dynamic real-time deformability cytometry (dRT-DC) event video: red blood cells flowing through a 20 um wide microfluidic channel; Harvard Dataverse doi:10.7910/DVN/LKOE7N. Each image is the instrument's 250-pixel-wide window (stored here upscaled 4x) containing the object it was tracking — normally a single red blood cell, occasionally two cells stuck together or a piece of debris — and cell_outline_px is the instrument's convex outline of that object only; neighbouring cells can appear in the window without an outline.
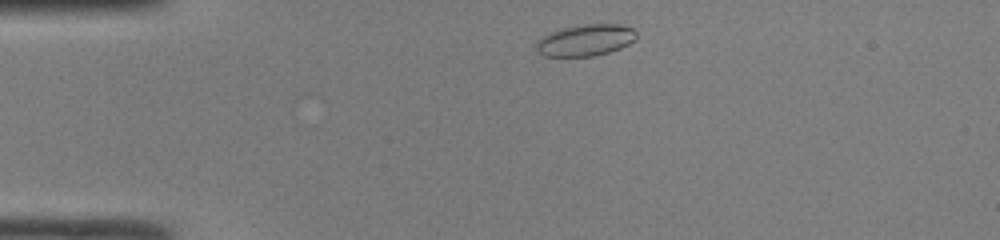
{"species": "common noctule bat (a hibernating species)", "species_latin": "Nyctalus noctula", "temperature_condition": "room temperature", "stored_images_in_passage": 40, "camera_frame_rate_fps": 3000, "um_per_image_px": 0.085, "animal": {"sex": "male", "body_mass_g": 19.0, "forearm_length_mm": 50.8}, "frame": {"image": 1, "passage_image": 2, "time_ms": 0.333, "image_size_px": [1000, 240], "cell_outline_px": [[636, 36], [628, 44], [620, 48], [608, 52], [592, 56], [544, 56], [536, 48], [536, 44], [544, 36], [552, 32], [564, 28], [588, 24], [616, 24], [632, 28], [636, 32]], "centroid_in_image_um": [49.78, 3.42], "position_along_channel_um": 35.2, "area_um2": 17.86}}
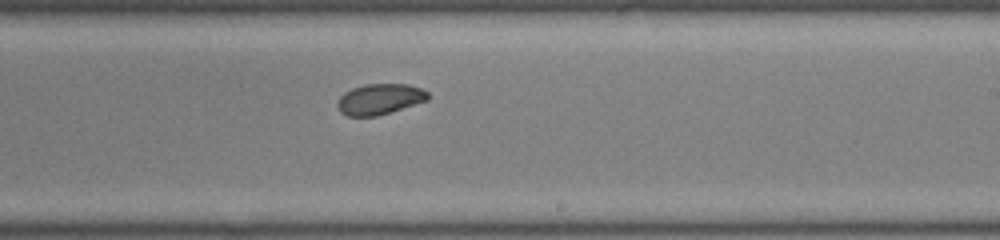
{"frame": {"image": 2, "passage_image": 21, "time_ms": 6.667, "image_size_px": [1000, 240], "cell_outline_px": [[428, 100], [376, 116], [348, 116], [340, 112], [336, 104], [340, 96], [344, 92], [352, 88], [368, 84], [408, 84], [420, 88], [428, 92]], "centroid_in_image_um": [32.25, 8.42], "position_along_channel_um": 256.8, "area_um2": 16.07}}
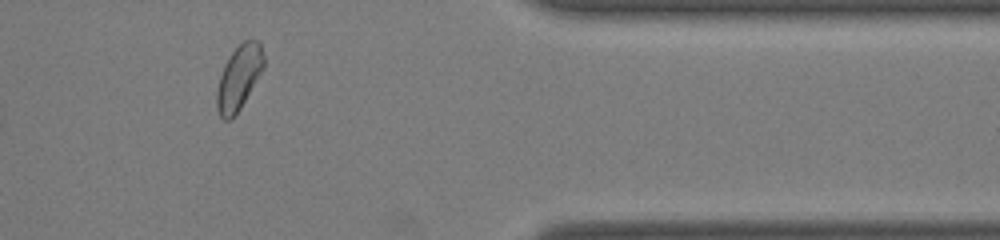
{"frame": {"image": 3, "passage_image": 32, "time_ms": 10.333, "image_size_px": [1000, 240], "cell_outline_px": [[264, 68], [240, 108], [228, 120], [224, 120], [220, 116], [216, 108], [216, 92], [220, 76], [224, 64], [232, 52], [244, 40], [256, 40], [260, 44], [264, 56]], "centroid_in_image_um": [20.3, 6.58], "position_along_channel_um": 391.1, "area_um2": 17.34}, "authors_computed_cell_mechanics": {"area_um2": 16.7331, "velocity_mm_per_s": 4.1894, "shape_relaxation_time_tau1_ms": 7.9825, "shape_relaxation_time_tau2_ms": 2.6937, "deformation_change_tau1": 0.1238, "deformation_change_tau2": 0.0564}}